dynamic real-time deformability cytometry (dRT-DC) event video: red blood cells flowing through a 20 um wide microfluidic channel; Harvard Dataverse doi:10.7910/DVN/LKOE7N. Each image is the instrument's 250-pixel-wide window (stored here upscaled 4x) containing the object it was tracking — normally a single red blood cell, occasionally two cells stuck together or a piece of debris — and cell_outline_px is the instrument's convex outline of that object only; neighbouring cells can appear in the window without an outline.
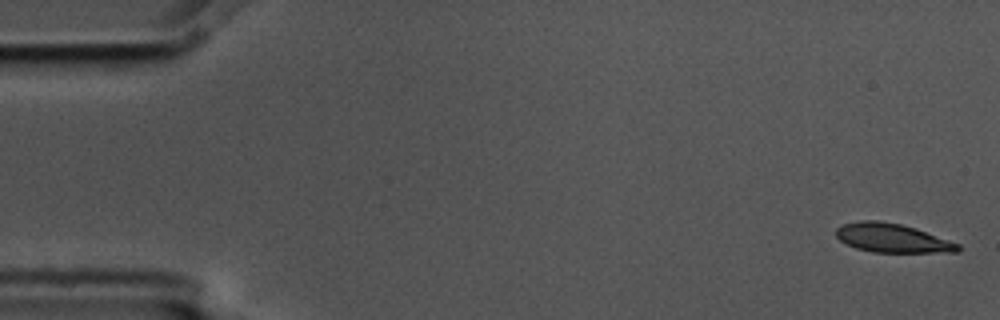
{"species": "common noctule bat (a hibernating species)", "species_latin": "Nyctalus noctula", "temperature_condition": "cold", "stored_images_in_passage": 6, "segment_of_instrument_passage": [1, 2], "camera_frame_rate_fps": 3000, "um_per_image_px": 0.085, "animal": {"sex": "male", "body_mass_g": 17.5, "forearm_length_mm": 52.3}, "frame": {"image": 1, "passage_image": 1, "time_ms": 0.0, "image_size_px": [1000, 320], "cell_outline_px": [[960, 252], [872, 252], [856, 248], [840, 240], [836, 236], [836, 228], [844, 224], [860, 220], [880, 220], [900, 224], [916, 228], [960, 244]], "centroid_in_image_um": [75.85, 20.23], "position_along_channel_um": 9.2, "area_um2": 20.46}}